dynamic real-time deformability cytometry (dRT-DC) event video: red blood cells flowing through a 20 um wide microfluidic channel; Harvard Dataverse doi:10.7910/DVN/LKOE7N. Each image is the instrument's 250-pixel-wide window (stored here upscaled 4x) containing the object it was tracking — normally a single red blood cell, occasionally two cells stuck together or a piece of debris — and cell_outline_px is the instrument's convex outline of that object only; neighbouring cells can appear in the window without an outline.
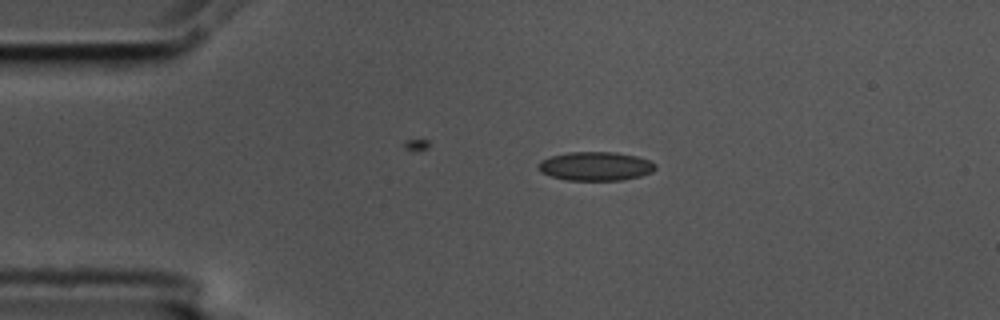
{"species": "common noctule bat (a hibernating species)", "species_latin": "Nyctalus noctula", "temperature_condition": "cold", "stored_images_in_passage": 4, "segment_of_instrument_passage": [1, 2], "camera_frame_rate_fps": 3000, "um_per_image_px": 0.085, "animal": {"sex": "male", "body_mass_g": 17.5, "forearm_length_mm": 52.3}, "frame": {"image": 1, "passage_image": 2, "time_ms": 0.333, "image_size_px": [1000, 320], "cell_outline_px": [[656, 168], [652, 172], [640, 176], [620, 180], [564, 180], [540, 172], [536, 168], [536, 164], [540, 160], [552, 156], [568, 152], [616, 152], [636, 156], [648, 160], [656, 164]], "centroid_in_image_um": [50.58, 14.12], "position_along_channel_um": 34.4, "area_um2": 19.77}}